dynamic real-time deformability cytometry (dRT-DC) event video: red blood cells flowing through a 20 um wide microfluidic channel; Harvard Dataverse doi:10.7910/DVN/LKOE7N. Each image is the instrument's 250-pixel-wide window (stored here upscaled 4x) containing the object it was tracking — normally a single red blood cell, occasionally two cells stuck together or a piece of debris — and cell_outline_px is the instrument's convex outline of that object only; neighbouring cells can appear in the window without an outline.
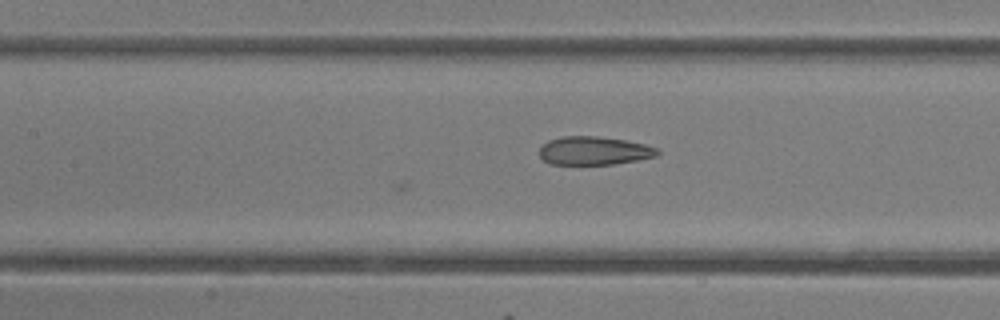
{"species": "common noctule bat (a hibernating species)", "species_latin": "Nyctalus noctula", "temperature_condition": "room temperature", "stored_images_in_passage": 7, "camera_frame_rate_fps": 3000, "um_per_image_px": 0.085, "animal": {"sex": "female"}, "frame": {"image": 1, "passage_image": 7, "time_ms": 2.0, "image_size_px": [1000, 320], "cell_outline_px": [[660, 152], [656, 156], [636, 160], [612, 164], [552, 164], [544, 160], [540, 156], [540, 148], [548, 140], [564, 136], [596, 136], [624, 140], [644, 144], [660, 148]], "centroid_in_image_um": [50.51, 12.8], "position_along_channel_um": 156.9, "area_um2": 19.36}}